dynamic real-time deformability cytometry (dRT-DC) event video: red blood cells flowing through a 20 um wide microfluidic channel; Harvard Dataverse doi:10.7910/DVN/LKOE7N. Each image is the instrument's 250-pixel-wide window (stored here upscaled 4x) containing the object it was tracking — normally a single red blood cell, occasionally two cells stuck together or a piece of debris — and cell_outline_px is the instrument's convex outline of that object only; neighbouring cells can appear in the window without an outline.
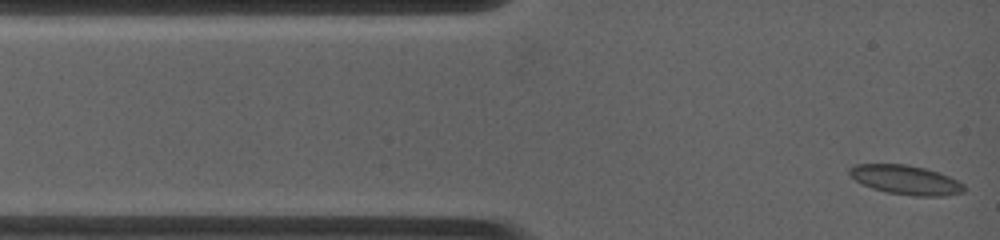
{"species": "common noctule bat (a hibernating species)", "species_latin": "Nyctalus noctula", "temperature_condition": "warm", "stored_images_in_passage": 30, "camera_frame_rate_fps": 4500, "um_per_image_px": 0.085, "animal": {"sex": "female", "body_mass_g": 19.0, "forearm_length_mm": 53.3}, "frame": {"image": 1, "passage_image": 1, "time_ms": 0.0, "image_size_px": [1000, 240], "cell_outline_px": [[964, 192], [944, 196], [916, 196], [888, 192], [872, 188], [856, 180], [848, 172], [848, 168], [856, 164], [904, 164], [924, 168], [948, 176], [964, 184]], "centroid_in_image_um": [76.99, 15.29], "position_along_channel_um": 8.0, "area_um2": 19.25}}
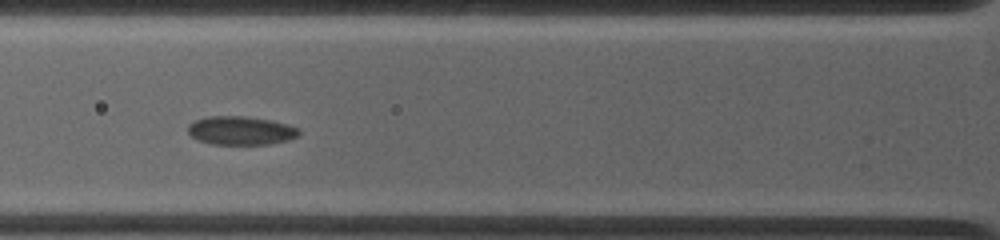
{"frame": {"image": 2, "passage_image": 18, "time_ms": 3.778, "image_size_px": [1000, 240], "cell_outline_px": [[300, 136], [288, 140], [268, 144], [212, 144], [196, 140], [188, 132], [188, 124], [196, 120], [208, 116], [244, 116], [272, 120], [288, 124], [300, 128]], "centroid_in_image_um": [20.49, 11.09], "position_along_channel_um": 105.3, "area_um2": 18.67}}
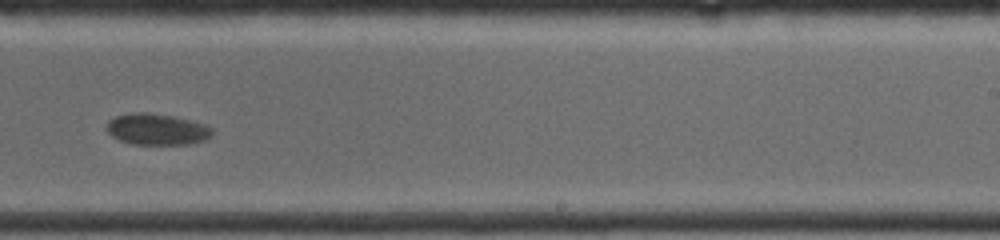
{"frame": {"image": 3, "passage_image": 30, "time_ms": 8.444, "image_size_px": [1000, 240], "cell_outline_px": [[212, 136], [204, 140], [188, 144], [132, 144], [120, 140], [112, 136], [104, 128], [108, 120], [116, 116], [136, 112], [148, 112], [172, 116], [192, 120], [204, 124], [212, 128]], "centroid_in_image_um": [13.31, 10.98], "position_along_channel_um": 275.7, "area_um2": 19.31}}